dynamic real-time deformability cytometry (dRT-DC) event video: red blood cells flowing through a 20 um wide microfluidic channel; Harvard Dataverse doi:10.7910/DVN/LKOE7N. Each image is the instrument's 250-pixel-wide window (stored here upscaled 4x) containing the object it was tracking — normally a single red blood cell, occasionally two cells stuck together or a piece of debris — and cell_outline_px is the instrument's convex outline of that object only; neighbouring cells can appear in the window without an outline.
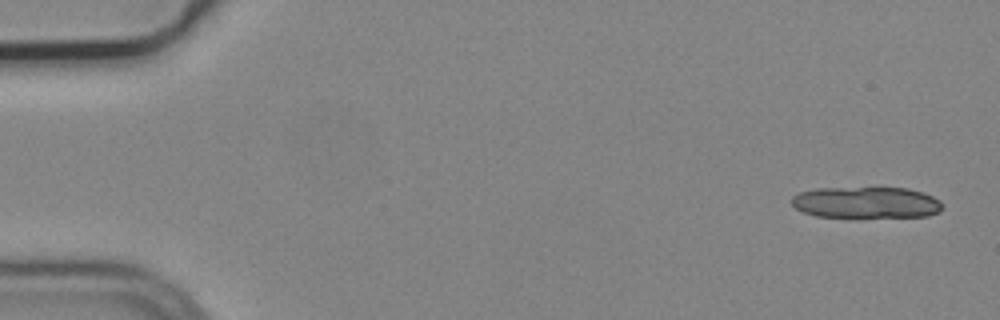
{"species": "common noctule bat (a hibernating species)", "species_latin": "Nyctalus noctula", "temperature_condition": "cold", "stored_images_in_passage": 7, "camera_frame_rate_fps": 3000, "um_per_image_px": 0.085, "animal": {"sex": "male", "body_mass_g": 19.2, "forearm_length_mm": 51.8}, "frame": {"image": 1, "passage_image": 1, "time_ms": 0.0, "image_size_px": [1000, 320], "cell_outline_px": [[940, 212], [928, 216], [856, 220], [816, 216], [804, 212], [796, 208], [792, 204], [792, 196], [800, 192], [816, 188], [908, 188], [924, 192], [940, 200]], "centroid_in_image_um": [73.63, 17.27], "position_along_channel_um": 11.4, "area_um2": 28.84}}
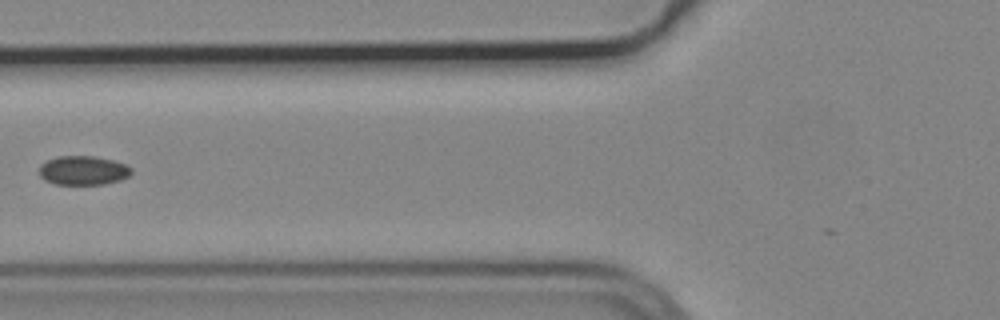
{"frame": {"image": 2, "passage_image": 6, "time_ms": 1.667, "image_size_px": [1000, 320], "cell_outline_px": [[132, 172], [128, 176], [120, 180], [104, 184], [56, 184], [44, 180], [40, 176], [40, 164], [56, 156], [96, 156], [112, 160], [124, 164], [132, 168]], "centroid_in_image_um": [7.06, 14.48], "position_along_channel_um": 118.7, "area_um2": 15.61}}
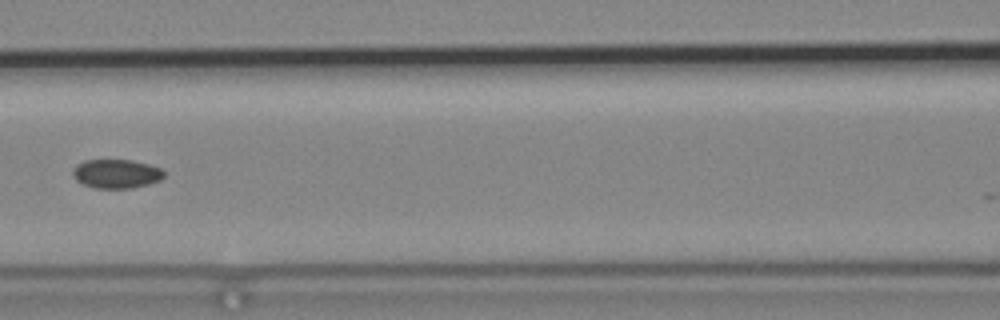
{"frame": {"image": 3, "passage_image": 7, "time_ms": 2.0, "image_size_px": [1000, 320], "cell_outline_px": [[164, 176], [160, 180], [148, 184], [132, 188], [92, 188], [76, 180], [72, 172], [76, 164], [84, 160], [132, 160], [148, 164], [160, 168], [164, 172]], "centroid_in_image_um": [9.88, 14.77], "position_along_channel_um": 156.7, "area_um2": 15.37}}